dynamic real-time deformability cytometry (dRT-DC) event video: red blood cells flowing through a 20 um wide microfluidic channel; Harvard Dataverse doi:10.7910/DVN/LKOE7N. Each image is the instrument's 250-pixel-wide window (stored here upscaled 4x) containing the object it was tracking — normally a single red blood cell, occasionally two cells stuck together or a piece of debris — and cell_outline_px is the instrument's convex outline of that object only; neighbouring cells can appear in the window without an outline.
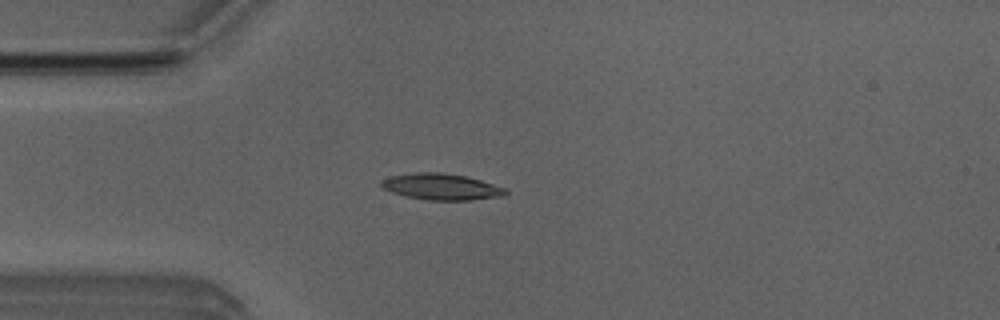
{"species": "Egyptian fruit bat (a non-hibernating species)", "species_latin": "Rousettus aegyptiacus", "temperature_condition": "room temperature", "stored_images_in_passage": 24, "camera_frame_rate_fps": 3000, "um_per_image_px": 0.085, "animal": {"sex": "male"}, "frame": {"image": 1, "passage_image": 4, "time_ms": 1.0, "image_size_px": [1000, 320], "cell_outline_px": [[508, 192], [504, 196], [472, 200], [428, 200], [408, 196], [392, 192], [384, 188], [380, 184], [380, 180], [388, 176], [416, 172], [440, 172], [468, 176], [504, 188]], "centroid_in_image_um": [37.5, 15.86], "position_along_channel_um": 47.5, "area_um2": 19.02}}
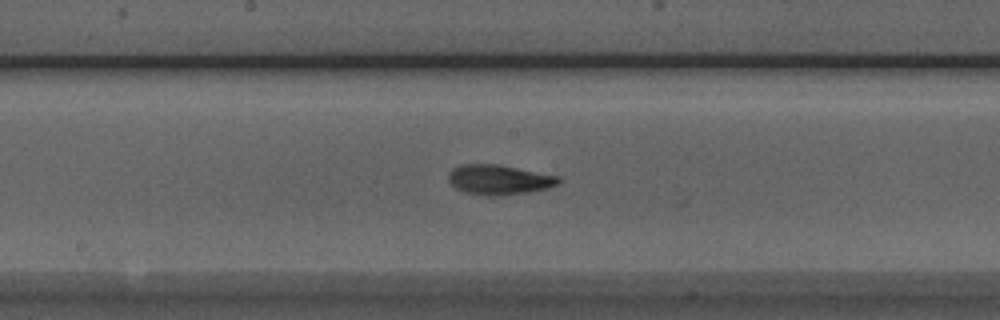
{"frame": {"image": 2, "passage_image": 17, "time_ms": 5.333, "image_size_px": [1000, 320], "cell_outline_px": [[560, 184], [548, 188], [528, 192], [500, 196], [484, 196], [468, 192], [456, 188], [448, 180], [448, 172], [452, 168], [460, 164], [500, 164], [560, 176]], "centroid_in_image_um": [42.43, 15.26], "position_along_channel_um": 205.8, "area_um2": 19.42}}
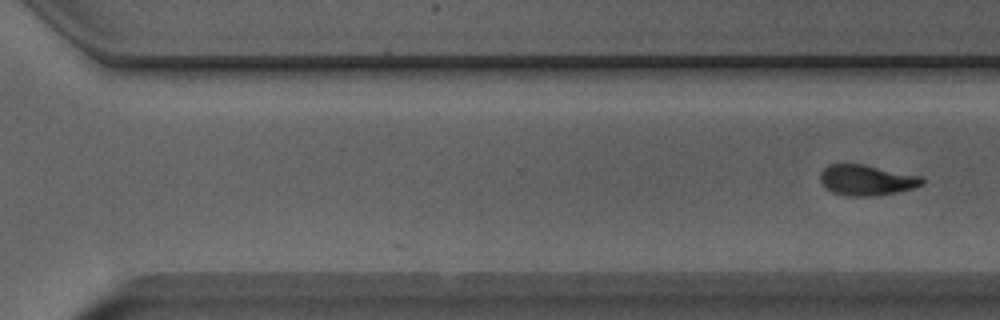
{"frame": {"image": 3, "passage_image": 24, "time_ms": 7.667, "image_size_px": [1000, 320], "cell_outline_px": [[924, 184], [912, 188], [896, 192], [868, 196], [848, 196], [832, 192], [824, 188], [820, 180], [820, 172], [828, 164], [864, 164], [920, 176], [924, 180]], "centroid_in_image_um": [73.61, 15.3], "position_along_channel_um": 297.0, "area_um2": 18.09}}